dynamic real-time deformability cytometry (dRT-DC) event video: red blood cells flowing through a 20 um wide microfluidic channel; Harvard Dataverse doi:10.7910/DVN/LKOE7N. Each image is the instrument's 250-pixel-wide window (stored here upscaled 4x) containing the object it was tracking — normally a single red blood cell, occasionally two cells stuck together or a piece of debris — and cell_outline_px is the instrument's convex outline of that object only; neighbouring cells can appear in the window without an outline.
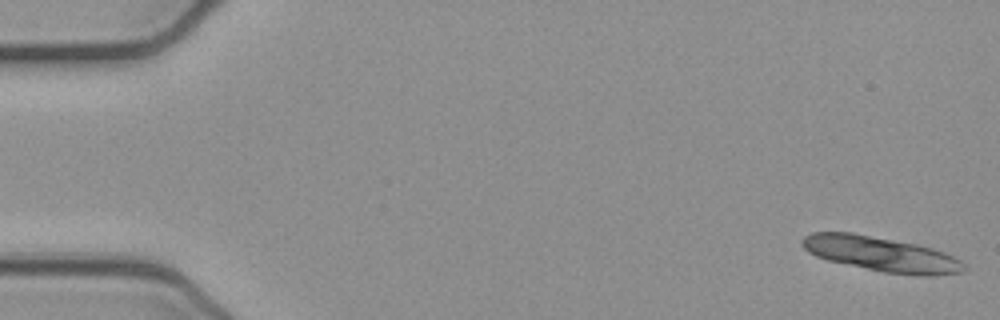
{"species": "common noctule bat (a hibernating species)", "species_latin": "Nyctalus noctula", "temperature_condition": "cold", "stored_images_in_passage": 8, "camera_frame_rate_fps": 3000, "um_per_image_px": 0.085, "animal": {"sex": "female", "body_mass_g": 21.9}, "frame": {"image": 1, "passage_image": 1, "time_ms": 0.0, "image_size_px": [1000, 320], "cell_outline_px": [[968, 268], [964, 272], [936, 276], [916, 276], [884, 272], [828, 260], [816, 256], [808, 252], [800, 244], [800, 240], [804, 236], [812, 232], [852, 232], [916, 244], [932, 248], [944, 252], [960, 260]], "centroid_in_image_um": [74.91, 21.6], "position_along_channel_um": 10.1, "area_um2": 33.0}}